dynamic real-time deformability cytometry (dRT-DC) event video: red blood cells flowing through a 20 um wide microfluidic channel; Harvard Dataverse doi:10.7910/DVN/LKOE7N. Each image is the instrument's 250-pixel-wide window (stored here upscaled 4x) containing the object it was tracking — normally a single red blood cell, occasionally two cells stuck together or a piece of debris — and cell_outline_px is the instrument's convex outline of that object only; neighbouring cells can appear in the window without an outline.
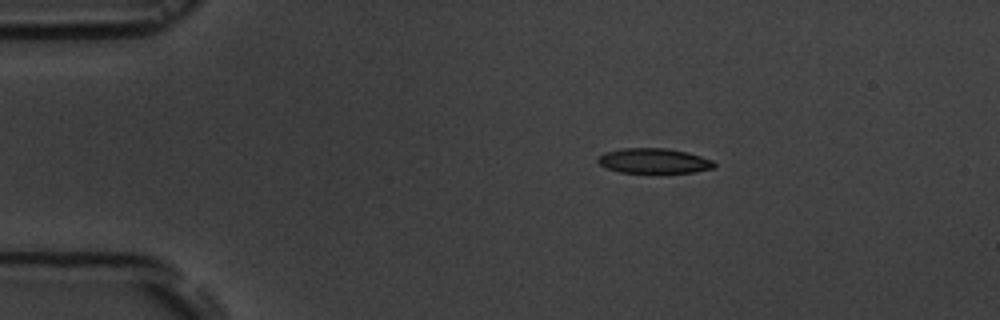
{"species": "common noctule bat (a hibernating species)", "species_latin": "Nyctalus noctula", "temperature_condition": "room temperature", "stored_images_in_passage": 4, "camera_frame_rate_fps": 3000, "um_per_image_px": 0.085, "animal": {"sex": "male", "body_mass_g": 19.5, "forearm_length_mm": 54.6}, "frame": {"image": 1, "passage_image": 4, "time_ms": 4.333, "image_size_px": [1000, 320], "cell_outline_px": [[716, 168], [692, 172], [620, 172], [608, 168], [600, 164], [596, 160], [604, 152], [624, 148], [664, 148], [688, 152], [712, 160], [716, 164]], "centroid_in_image_um": [55.6, 13.66], "position_along_channel_um": 29.4, "area_um2": 16.76}}